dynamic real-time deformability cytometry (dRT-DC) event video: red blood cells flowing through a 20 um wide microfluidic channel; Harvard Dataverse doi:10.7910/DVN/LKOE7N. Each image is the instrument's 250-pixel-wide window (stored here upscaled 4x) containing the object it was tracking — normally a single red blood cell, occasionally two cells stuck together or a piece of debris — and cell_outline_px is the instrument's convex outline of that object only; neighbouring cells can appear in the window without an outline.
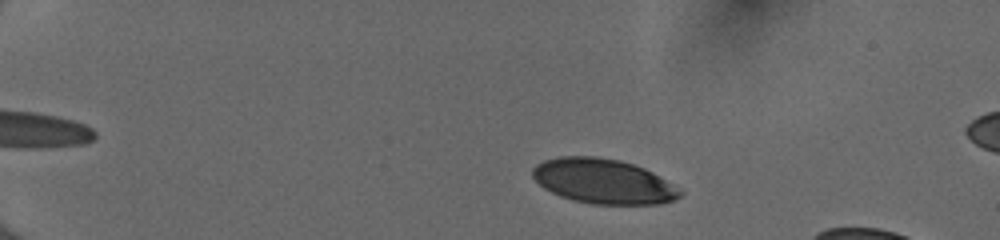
{"species": "human", "species_latin": "Homo sapiens", "temperature_condition": "cold", "stored_images_in_passage": 49, "segment_of_instrument_passage": [1, 2], "camera_frame_rate_fps": 3000, "um_per_image_px": 0.085, "donor": {"sex": "female"}, "frame": {"image": 1, "passage_image": 6, "time_ms": 1.667, "image_size_px": [1000, 240], "cell_outline_px": [[684, 192], [676, 200], [660, 204], [592, 204], [572, 200], [560, 196], [544, 188], [532, 176], [532, 168], [536, 164], [544, 160], [560, 156], [596, 156], [620, 160], [644, 168], [652, 172], [672, 184]], "centroid_in_image_um": [51.27, 15.41], "position_along_channel_um": 33.7, "area_um2": 38.55}}
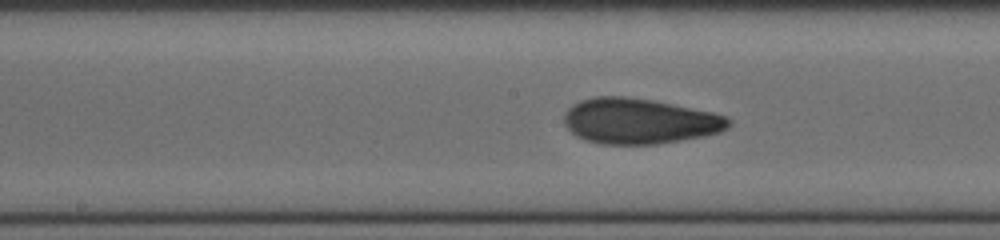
{"frame": {"image": 2, "passage_image": 25, "time_ms": 8.0, "image_size_px": [1000, 240], "cell_outline_px": [[732, 124], [728, 128], [720, 132], [704, 136], [656, 144], [600, 144], [584, 140], [576, 136], [564, 124], [564, 112], [572, 104], [580, 100], [596, 96], [624, 96], [652, 100], [712, 112], [724, 116]], "centroid_in_image_um": [54.3, 10.29], "position_along_channel_um": 193.9, "area_um2": 43.64}}
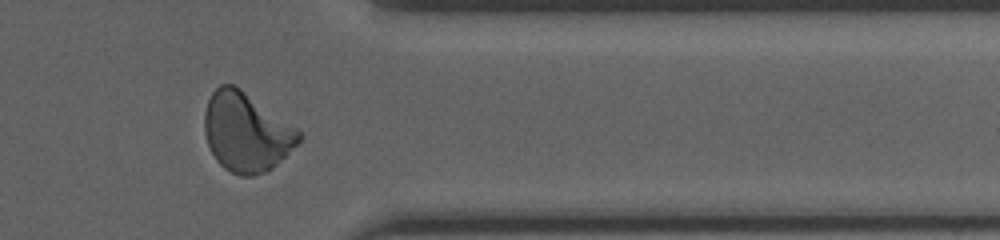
{"frame": {"image": 3, "passage_image": 40, "time_ms": 13.0, "image_size_px": [1000, 240], "cell_outline_px": [[304, 136], [272, 168], [264, 172], [252, 176], [240, 176], [224, 168], [216, 160], [208, 144], [204, 132], [204, 112], [208, 100], [212, 92], [220, 84], [232, 84], [240, 88], [300, 132]], "centroid_in_image_um": [20.88, 11.24], "position_along_channel_um": 390.5, "area_um2": 42.71}}